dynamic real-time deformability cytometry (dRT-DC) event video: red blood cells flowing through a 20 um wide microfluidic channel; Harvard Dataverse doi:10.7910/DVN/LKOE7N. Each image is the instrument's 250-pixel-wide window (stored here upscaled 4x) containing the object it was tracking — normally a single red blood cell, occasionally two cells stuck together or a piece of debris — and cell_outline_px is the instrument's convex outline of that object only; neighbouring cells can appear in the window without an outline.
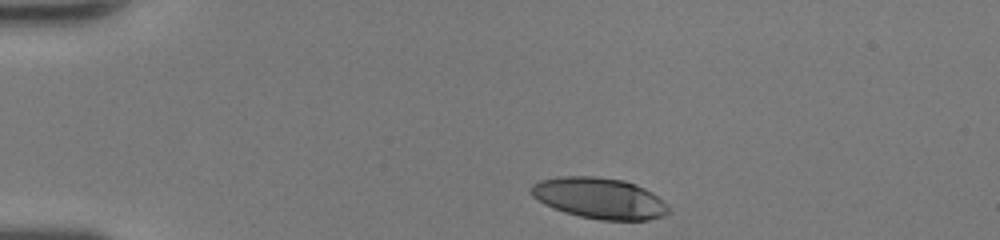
{"species": "human", "species_latin": "Homo sapiens", "temperature_condition": "room temperature", "stored_images_in_passage": 35, "camera_frame_rate_fps": 3000, "um_per_image_px": 0.085, "donor": {"sex": "female"}, "frame": {"image": 1, "passage_image": 1, "time_ms": 0.0, "image_size_px": [1000, 240], "cell_outline_px": [[668, 212], [660, 216], [648, 220], [600, 220], [580, 216], [564, 212], [552, 208], [544, 204], [532, 196], [532, 184], [540, 180], [560, 176], [596, 176], [624, 180], [636, 184], [652, 192], [668, 208]], "centroid_in_image_um": [50.91, 16.84], "position_along_channel_um": 34.1, "area_um2": 32.6}}
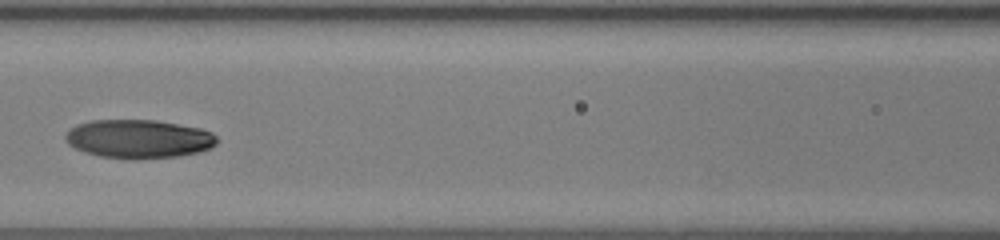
{"frame": {"image": 2, "passage_image": 14, "time_ms": 4.333, "image_size_px": [1000, 240], "cell_outline_px": [[216, 144], [212, 148], [200, 152], [180, 156], [140, 160], [128, 160], [100, 156], [84, 152], [68, 144], [64, 136], [76, 124], [92, 120], [156, 120], [200, 128], [212, 132], [216, 136]], "centroid_in_image_um": [11.81, 11.82], "position_along_channel_um": 154.8, "area_um2": 34.51}}
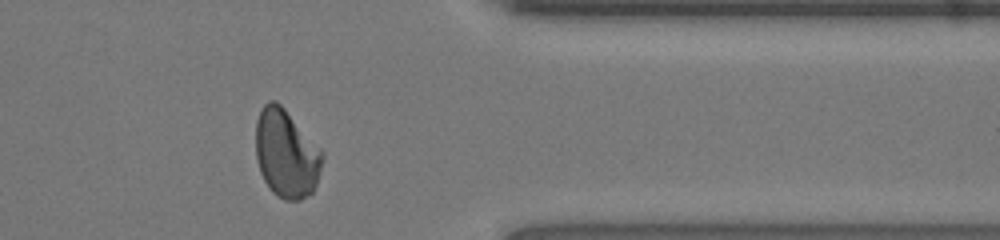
{"frame": {"image": 3, "passage_image": 31, "time_ms": 10.0, "image_size_px": [1000, 240], "cell_outline_px": [[324, 156], [320, 172], [316, 184], [312, 192], [300, 200], [284, 200], [276, 196], [272, 192], [264, 180], [260, 172], [256, 160], [256, 120], [260, 108], [268, 100], [276, 100], [284, 108], [324, 152]], "centroid_in_image_um": [24.32, 13.05], "position_along_channel_um": 387.1, "area_um2": 34.45}, "authors_computed_cell_mechanics": {"area_um2": 33.7552, "velocity_mm_per_s": 4.2835, "shape_relaxation_time_tau1_ms": 4.2237, "shape_relaxation_time_tau2_ms": 2.6604, "deformation_change_tau1": 0.1983, "deformation_change_tau2": 0.0528}}